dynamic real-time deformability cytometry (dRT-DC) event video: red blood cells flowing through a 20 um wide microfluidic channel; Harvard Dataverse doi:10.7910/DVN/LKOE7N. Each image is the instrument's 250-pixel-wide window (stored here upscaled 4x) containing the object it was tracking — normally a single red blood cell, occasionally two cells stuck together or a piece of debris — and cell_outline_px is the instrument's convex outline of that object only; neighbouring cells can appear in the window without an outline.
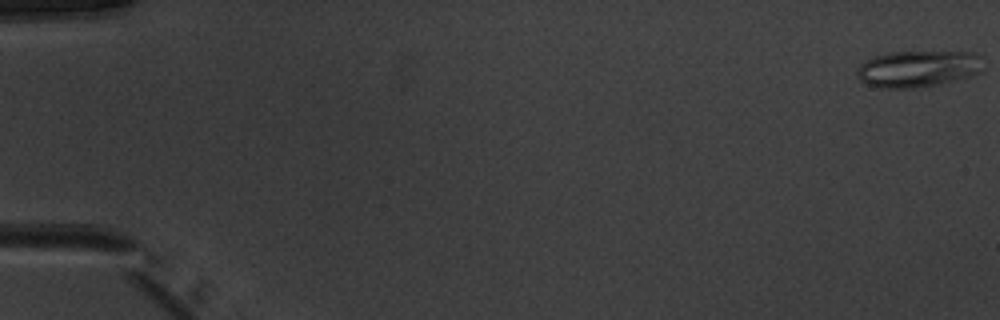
{"species": "common noctule bat (a hibernating species)", "species_latin": "Nyctalus noctula", "temperature_condition": "warm", "stored_images_in_passage": 52, "camera_frame_rate_fps": 3000, "um_per_image_px": 0.085, "animal": {"sex": "male", "body_mass_g": 20.1, "forearm_length_mm": 53.5}, "frame": {"image": 1, "passage_image": 1, "time_ms": 0.0, "image_size_px": [1000, 320], "cell_outline_px": [[984, 72], [972, 76], [940, 84], [920, 88], [880, 88], [868, 84], [860, 80], [856, 76], [856, 68], [860, 64], [876, 56], [888, 52], [972, 52], [980, 56], [984, 68]], "centroid_in_image_um": [78.06, 5.86], "position_along_channel_um": 6.9, "area_um2": 27.22}}
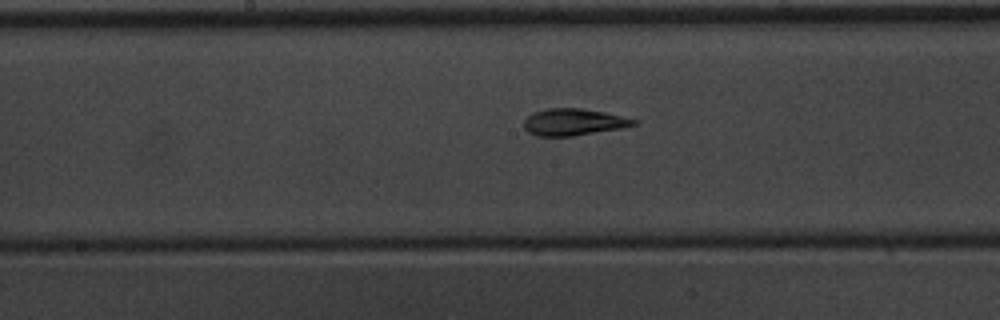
{"frame": {"image": 2, "passage_image": 28, "time_ms": 9.0, "image_size_px": [1000, 320], "cell_outline_px": [[640, 124], [620, 128], [572, 136], [536, 136], [528, 132], [524, 128], [524, 120], [528, 116], [536, 112], [548, 108], [580, 108], [604, 112], [640, 120]], "centroid_in_image_um": [48.78, 10.38], "position_along_channel_um": 199.4, "area_um2": 17.11}}
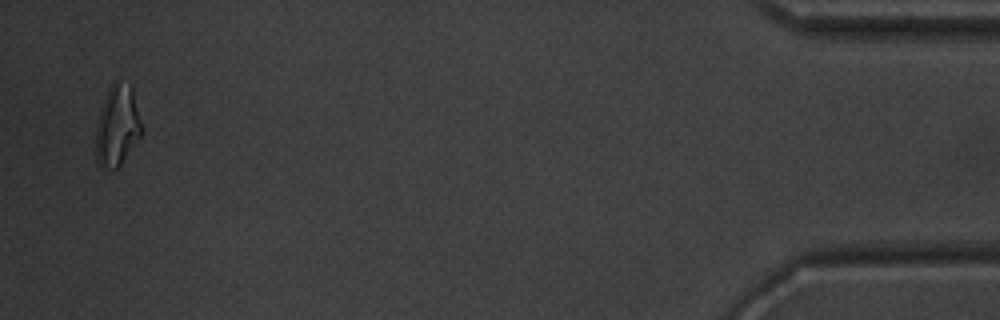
{"frame": {"image": 3, "passage_image": 51, "time_ms": 16.667, "image_size_px": [1000, 320], "cell_outline_px": [[144, 128], [140, 136], [120, 168], [100, 168], [96, 160], [96, 128], [100, 108], [108, 88], [116, 80], [132, 84]], "centroid_in_image_um": [10.0, 10.68], "position_along_channel_um": 425.2, "area_um2": 22.2}, "authors_computed_cell_mechanics": {"area_um2": 17.6579, "velocity_mm_per_s": 3.9677, "shape_relaxation_time_tau1_ms": 7.4539, "shape_relaxation_time_tau2_ms": 2.0677, "deformation_change_tau1": 0.2261, "deformation_change_tau2": 0.1141}}